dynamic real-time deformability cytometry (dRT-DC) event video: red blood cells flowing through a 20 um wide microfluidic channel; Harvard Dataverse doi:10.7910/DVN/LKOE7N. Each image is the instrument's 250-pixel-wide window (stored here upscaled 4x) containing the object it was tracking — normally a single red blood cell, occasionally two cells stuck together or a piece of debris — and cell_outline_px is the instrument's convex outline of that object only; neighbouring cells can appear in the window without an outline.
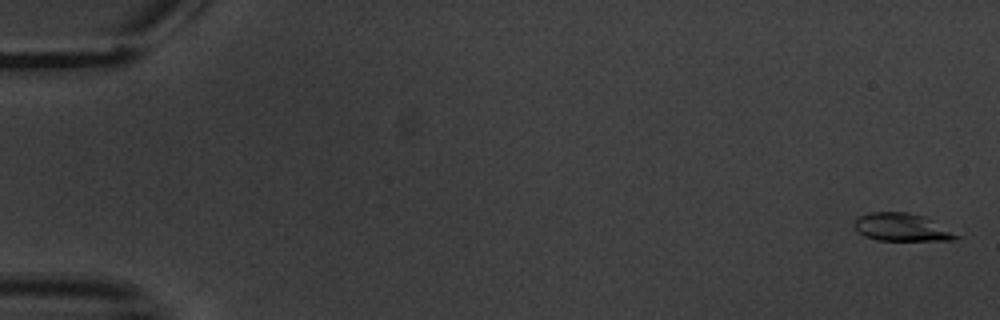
{"species": "common noctule bat (a hibernating species)", "species_latin": "Nyctalus noctula", "temperature_condition": "warm", "stored_images_in_passage": 9, "camera_frame_rate_fps": 3000, "um_per_image_px": 0.085, "animal": {"sex": "male", "body_mass_g": 20.1, "forearm_length_mm": 53.5}, "frame": {"image": 1, "passage_image": 1, "time_ms": 0.0, "image_size_px": [1000, 320], "cell_outline_px": [[960, 236], [952, 240], [876, 240], [864, 236], [852, 224], [852, 220], [860, 216], [872, 212], [908, 212], [924, 216], [932, 220]], "centroid_in_image_um": [76.6, 19.31], "position_along_channel_um": 8.4, "area_um2": 16.36}}
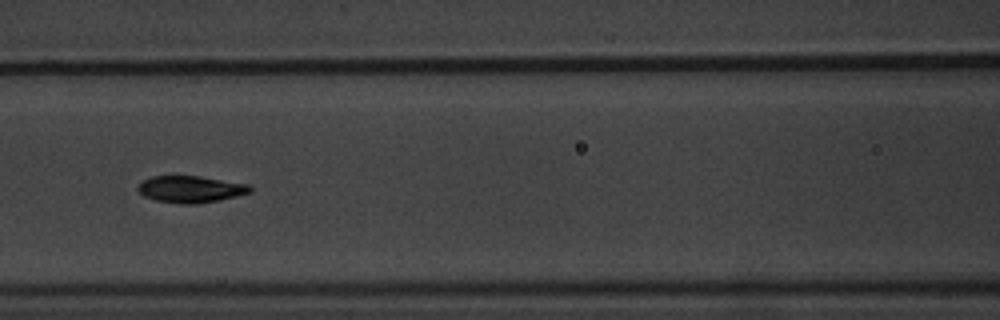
{"frame": {"image": 2, "passage_image": 8, "time_ms": 8.667, "image_size_px": [1000, 320], "cell_outline_px": [[252, 192], [220, 200], [196, 204], [180, 204], [156, 200], [144, 196], [136, 188], [144, 180], [152, 176], [200, 176], [248, 184], [252, 188]], "centroid_in_image_um": [16.22, 16.08], "position_along_channel_um": 150.4, "area_um2": 17.46}}
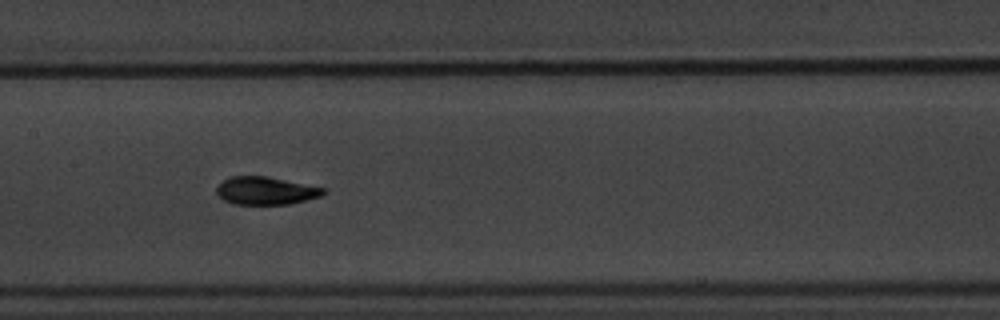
{"frame": {"image": 3, "passage_image": 9, "time_ms": 9.667, "image_size_px": [1000, 320], "cell_outline_px": [[328, 192], [324, 196], [288, 204], [232, 204], [224, 200], [216, 192], [216, 188], [228, 176], [268, 176], [324, 188]], "centroid_in_image_um": [22.61, 16.21], "position_along_channel_um": 184.8, "area_um2": 17.4}}